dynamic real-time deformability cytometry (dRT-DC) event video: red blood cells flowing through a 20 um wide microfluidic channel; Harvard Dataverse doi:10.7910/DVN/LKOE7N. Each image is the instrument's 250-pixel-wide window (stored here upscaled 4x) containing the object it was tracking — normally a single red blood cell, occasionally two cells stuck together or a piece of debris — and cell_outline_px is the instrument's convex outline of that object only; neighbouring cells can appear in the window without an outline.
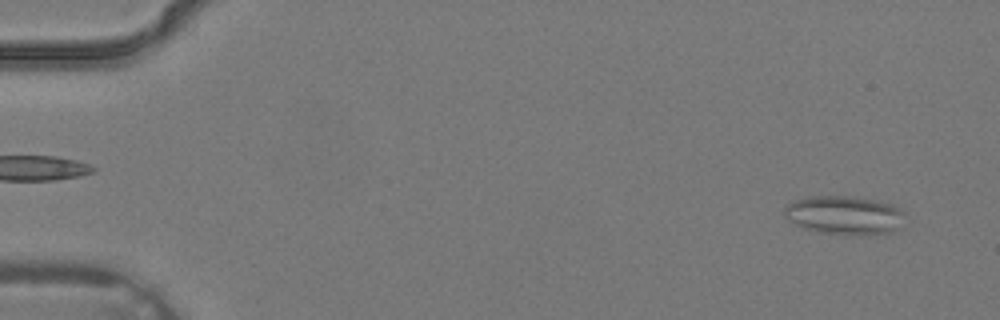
{"species": "common noctule bat (a hibernating species)", "species_latin": "Nyctalus noctula", "temperature_condition": "warm", "stored_images_in_passage": 3, "camera_frame_rate_fps": 3000, "um_per_image_px": 0.085, "animal": {"sex": "male", "body_mass_g": 19.2, "forearm_length_mm": 51.8}, "frame": {"image": 1, "passage_image": 3, "time_ms": 0.667, "image_size_px": [1000, 320], "cell_outline_px": [[904, 212], [896, 228], [892, 232], [820, 232], [804, 228], [796, 224], [784, 216], [784, 208], [788, 204], [796, 200], [808, 196], [848, 196], [872, 200], [892, 204], [900, 208]], "centroid_in_image_um": [71.69, 18.23], "position_along_channel_um": 13.3, "area_um2": 25.84}}